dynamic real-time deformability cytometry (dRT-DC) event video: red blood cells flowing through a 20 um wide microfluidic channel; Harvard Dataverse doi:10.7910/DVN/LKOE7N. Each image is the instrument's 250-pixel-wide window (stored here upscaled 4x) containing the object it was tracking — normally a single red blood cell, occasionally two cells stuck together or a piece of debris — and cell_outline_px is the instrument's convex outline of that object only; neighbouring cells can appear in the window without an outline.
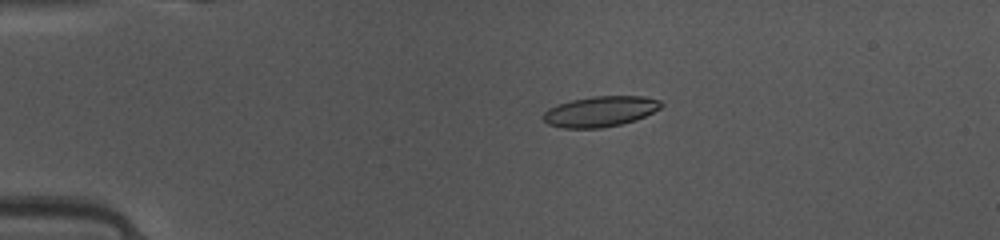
{"species": "common noctule bat (a hibernating species)", "species_latin": "Nyctalus noctula", "temperature_condition": "warm", "stored_images_in_passage": 40, "camera_frame_rate_fps": 3000, "um_per_image_px": 0.085, "animal": {"sex": "female", "body_mass_g": 10.0, "forearm_length_mm": 53.1}, "frame": {"image": 1, "passage_image": 2, "time_ms": 0.333, "image_size_px": [1000, 240], "cell_outline_px": [[664, 104], [660, 108], [636, 120], [620, 124], [600, 128], [564, 128], [548, 124], [540, 116], [548, 108], [556, 104], [572, 100], [592, 96], [644, 96], [660, 100]], "centroid_in_image_um": [50.99, 9.47], "position_along_channel_um": 34.0, "area_um2": 21.04}}
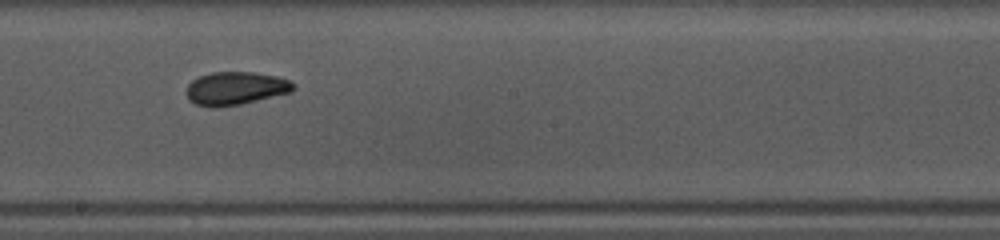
{"frame": {"image": 2, "passage_image": 19, "time_ms": 6.0, "image_size_px": [1000, 240], "cell_outline_px": [[296, 88], [292, 92], [240, 104], [216, 108], [208, 108], [196, 104], [188, 100], [184, 92], [188, 84], [192, 80], [200, 76], [212, 72], [256, 72], [276, 76], [288, 80]], "centroid_in_image_um": [19.97, 7.52], "position_along_channel_um": 228.2, "area_um2": 20.87}}
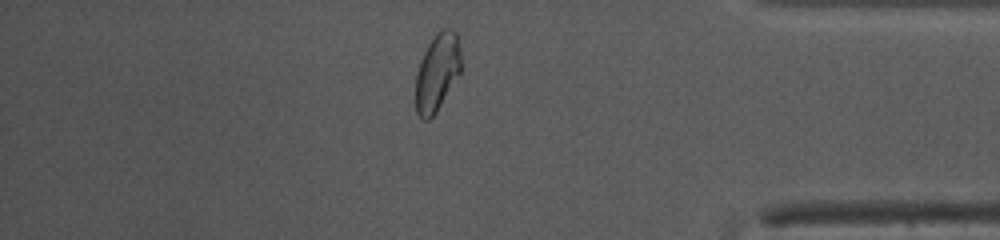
{"frame": {"image": 3, "passage_image": 33, "time_ms": 10.667, "image_size_px": [1000, 240], "cell_outline_px": [[460, 72], [436, 112], [428, 120], [424, 120], [416, 112], [416, 76], [420, 60], [428, 44], [436, 32], [444, 28], [452, 28], [456, 32], [460, 52]], "centroid_in_image_um": [37.15, 6.12], "position_along_channel_um": 398.0, "area_um2": 20.23}, "authors_computed_cell_mechanics": {"area_um2": 20.6057, "velocity_mm_per_s": 4.1557, "shape_relaxation_time_tau1_ms": 5.196, "shape_relaxation_time_tau2_ms": 1.1119, "deformation_change_tau1": 0.1442, "deformation_change_tau2": 0.0562}}